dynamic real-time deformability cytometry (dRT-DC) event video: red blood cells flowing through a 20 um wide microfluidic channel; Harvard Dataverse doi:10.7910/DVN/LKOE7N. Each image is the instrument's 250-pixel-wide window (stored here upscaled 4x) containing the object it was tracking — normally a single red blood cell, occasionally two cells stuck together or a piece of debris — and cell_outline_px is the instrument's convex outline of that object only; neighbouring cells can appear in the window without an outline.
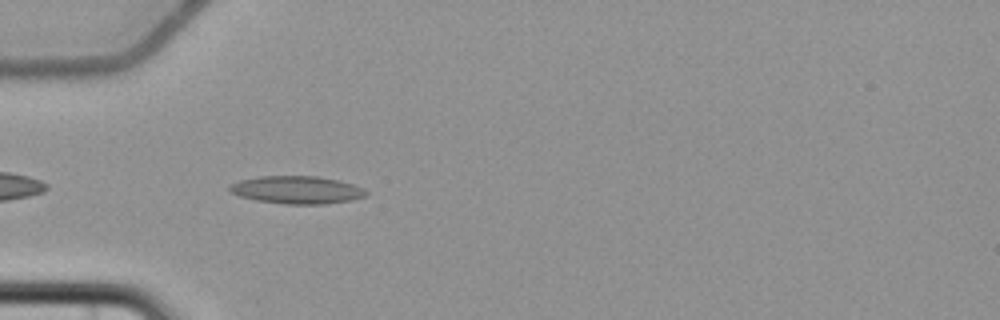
{"species": "common noctule bat (a hibernating species)", "species_latin": "Nyctalus noctula", "temperature_condition": "cold", "stored_images_in_passage": 6, "camera_frame_rate_fps": 3000, "um_per_image_px": 0.085, "animal": {"sex": "female", "body_mass_g": 22.7, "forearm_length_mm": 54.2}, "frame": {"image": 1, "passage_image": 4, "time_ms": 4.333, "image_size_px": [1000, 320], "cell_outline_px": [[368, 192], [364, 196], [352, 200], [324, 204], [288, 204], [256, 200], [240, 196], [232, 192], [228, 188], [232, 184], [240, 180], [260, 176], [316, 176], [336, 180], [352, 184], [364, 188]], "centroid_in_image_um": [25.25, 16.14], "position_along_channel_um": 59.8, "area_um2": 21.79}}
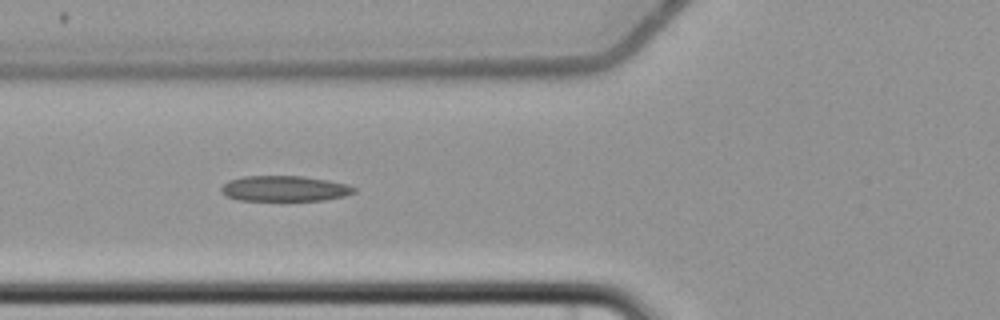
{"frame": {"image": 2, "passage_image": 5, "time_ms": 5.667, "image_size_px": [1000, 320], "cell_outline_px": [[356, 192], [344, 196], [324, 200], [236, 200], [220, 192], [220, 188], [228, 180], [244, 176], [300, 176], [328, 180], [348, 184], [356, 188]], "centroid_in_image_um": [24.18, 16.02], "position_along_channel_um": 101.6, "area_um2": 19.77}}
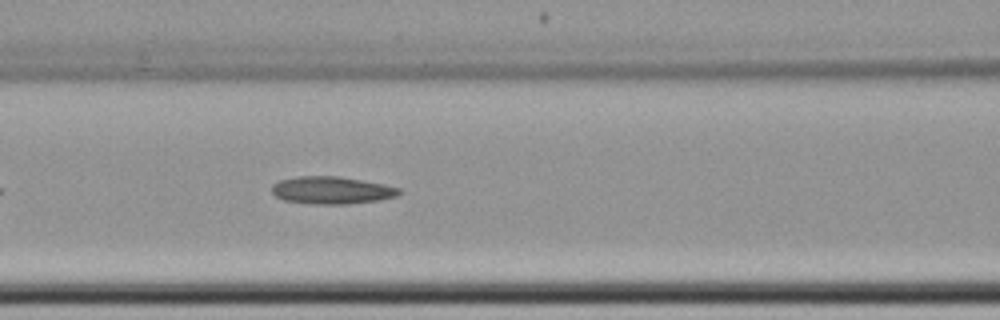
{"frame": {"image": 3, "passage_image": 6, "time_ms": 6.667, "image_size_px": [1000, 320], "cell_outline_px": [[400, 192], [396, 196], [380, 200], [348, 204], [308, 204], [284, 200], [276, 196], [272, 192], [272, 184], [280, 180], [296, 176], [340, 176], [384, 184], [400, 188]], "centroid_in_image_um": [28.18, 16.17], "position_along_channel_um": 138.4, "area_um2": 20.46}}